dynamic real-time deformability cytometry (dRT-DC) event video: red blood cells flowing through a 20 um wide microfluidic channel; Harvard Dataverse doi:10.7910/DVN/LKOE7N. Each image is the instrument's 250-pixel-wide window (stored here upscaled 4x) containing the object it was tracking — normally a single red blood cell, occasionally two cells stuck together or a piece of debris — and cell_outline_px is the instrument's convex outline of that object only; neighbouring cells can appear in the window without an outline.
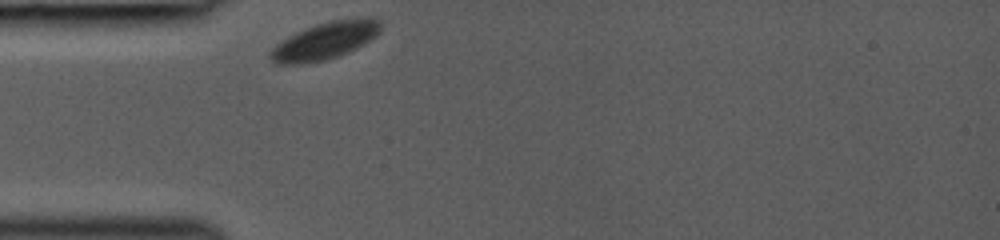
{"species": "common noctule bat (a hibernating species)", "species_latin": "Nyctalus noctula", "temperature_condition": "room temperature", "stored_images_in_passage": 29, "camera_frame_rate_fps": 3000, "um_per_image_px": 0.085, "animal": {"sex": "female", "body_mass_g": 19.0, "forearm_length_mm": 53.3}, "frame": {"image": 1, "passage_image": 1, "time_ms": 0.0, "image_size_px": [1000, 240], "cell_outline_px": [[380, 32], [376, 36], [356, 48], [336, 56], [324, 60], [300, 64], [276, 64], [268, 56], [268, 52], [280, 40], [304, 28], [316, 24], [332, 20], [364, 16], [376, 20], [380, 24]], "centroid_in_image_um": [27.58, 3.45], "position_along_channel_um": 57.4, "area_um2": 23.87}}
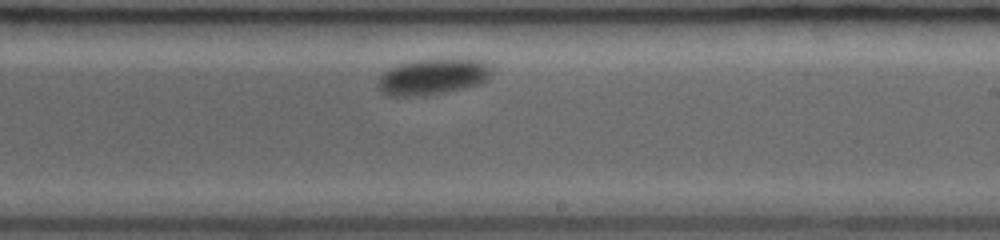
{"frame": {"image": 2, "passage_image": 17, "time_ms": 5.333, "image_size_px": [1000, 240], "cell_outline_px": [[492, 64], [488, 76], [480, 84], [464, 88], [424, 96], [388, 96], [380, 92], [376, 84], [380, 76], [384, 72], [400, 64], [416, 60], [464, 56], [468, 56], [484, 60]], "centroid_in_image_um": [36.83, 6.48], "position_along_channel_um": 252.2, "area_um2": 24.62}}
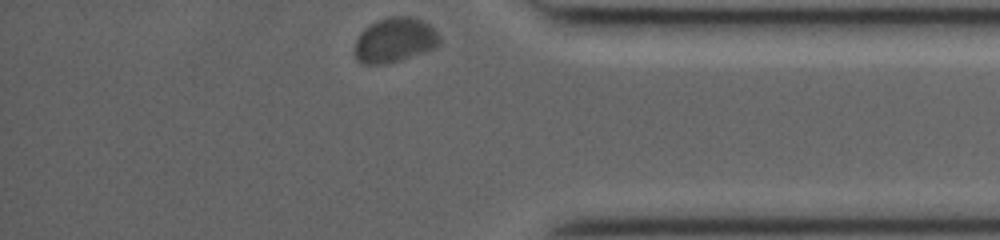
{"frame": {"image": 3, "passage_image": 29, "time_ms": 9.333, "image_size_px": [1000, 240], "cell_outline_px": [[440, 44], [436, 48], [388, 64], [360, 64], [356, 60], [356, 40], [360, 32], [364, 28], [388, 16], [416, 16], [428, 24], [440, 36]], "centroid_in_image_um": [33.57, 3.41], "position_along_channel_um": 401.6, "area_um2": 22.2}}